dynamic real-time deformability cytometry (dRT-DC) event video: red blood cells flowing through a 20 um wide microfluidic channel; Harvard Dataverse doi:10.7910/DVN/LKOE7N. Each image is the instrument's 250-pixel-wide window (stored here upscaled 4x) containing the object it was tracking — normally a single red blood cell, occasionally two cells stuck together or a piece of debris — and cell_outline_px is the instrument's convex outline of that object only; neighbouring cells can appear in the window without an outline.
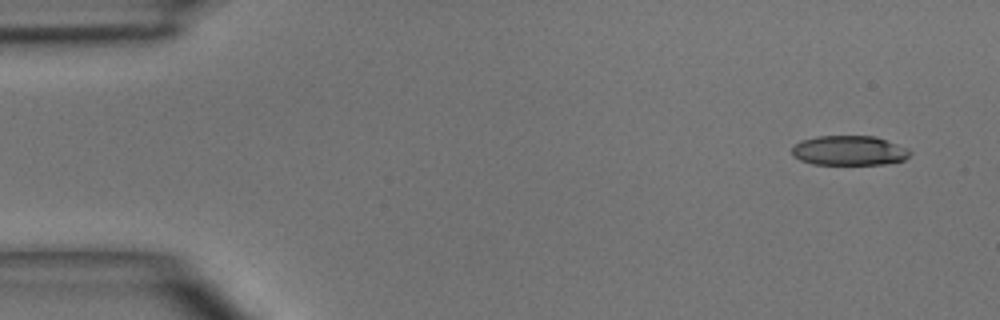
{"species": "common noctule bat (a hibernating species)", "species_latin": "Nyctalus noctula", "temperature_condition": "room temperature", "stored_images_in_passage": 4, "camera_frame_rate_fps": 3000, "um_per_image_px": 0.085, "animal": {"sex": "male", "body_mass_g": 15.6}, "frame": {"image": 1, "passage_image": 1, "time_ms": 0.0, "image_size_px": [1000, 320], "cell_outline_px": [[912, 152], [904, 160], [884, 164], [812, 164], [800, 160], [792, 156], [792, 148], [796, 144], [804, 140], [816, 136], [876, 136], [908, 148]], "centroid_in_image_um": [72.19, 12.8], "position_along_channel_um": 12.8, "area_um2": 20.4}}
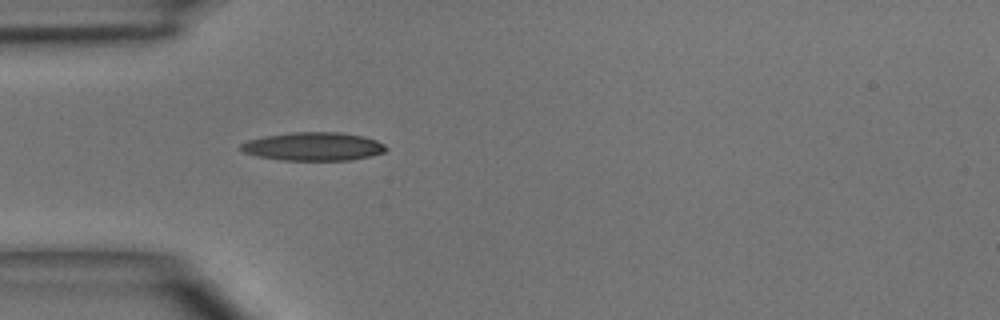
{"frame": {"image": 2, "passage_image": 4, "time_ms": 3.667, "image_size_px": [1000, 320], "cell_outline_px": [[388, 148], [384, 152], [372, 156], [352, 160], [280, 160], [256, 156], [244, 152], [240, 148], [240, 144], [248, 140], [264, 136], [292, 132], [340, 132], [364, 136], [376, 140], [384, 144]], "centroid_in_image_um": [26.65, 12.45], "position_along_channel_um": 58.3, "area_um2": 24.16}}